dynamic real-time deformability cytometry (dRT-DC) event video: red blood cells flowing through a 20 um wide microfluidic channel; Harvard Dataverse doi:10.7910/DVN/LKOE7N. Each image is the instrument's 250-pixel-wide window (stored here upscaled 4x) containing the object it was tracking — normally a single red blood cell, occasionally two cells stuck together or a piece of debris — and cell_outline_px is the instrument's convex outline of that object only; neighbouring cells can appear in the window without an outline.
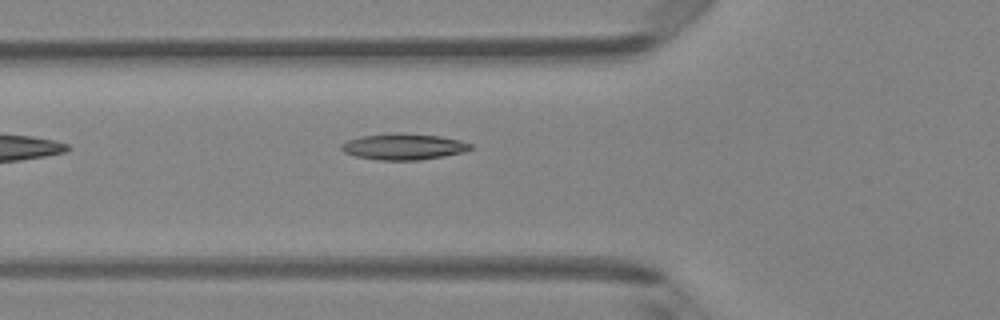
{"species": "Egyptian fruit bat (a non-hibernating species)", "species_latin": "Rousettus aegyptiacus", "temperature_condition": "room temperature", "stored_images_in_passage": 5, "camera_frame_rate_fps": 3000, "um_per_image_px": 0.085, "animal": {"sex": "female"}, "frame": {"image": 1, "passage_image": 5, "time_ms": 1.333, "image_size_px": [1000, 320], "cell_outline_px": [[472, 148], [464, 152], [444, 156], [420, 160], [380, 160], [356, 156], [344, 152], [340, 148], [340, 144], [348, 140], [360, 136], [400, 132], [440, 136], [460, 140], [472, 144]], "centroid_in_image_um": [34.31, 12.46], "position_along_channel_um": 91.5, "area_um2": 19.77}}